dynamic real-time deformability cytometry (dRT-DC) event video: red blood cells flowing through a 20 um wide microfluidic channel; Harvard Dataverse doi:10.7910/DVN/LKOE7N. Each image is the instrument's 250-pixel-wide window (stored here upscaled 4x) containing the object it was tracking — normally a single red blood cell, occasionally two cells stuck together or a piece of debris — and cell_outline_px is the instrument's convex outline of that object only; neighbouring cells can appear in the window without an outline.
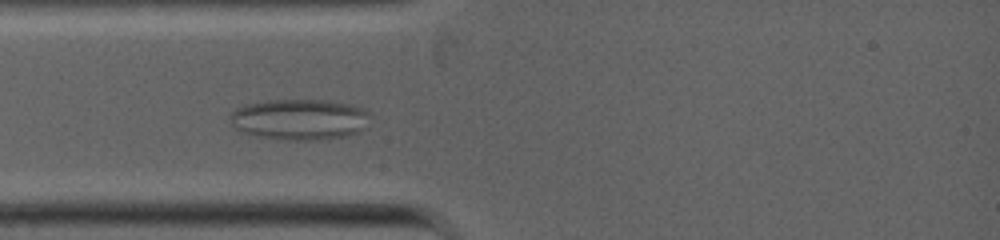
{"species": "common noctule bat (a hibernating species)", "species_latin": "Nyctalus noctula", "temperature_condition": "warm", "stored_images_in_passage": 3, "camera_frame_rate_fps": 5000, "um_per_image_px": 0.085, "animal": {"sex": "female", "body_mass_g": 19.0, "forearm_length_mm": 53.3}, "frame": {"image": 1, "passage_image": 3, "time_ms": 2.4, "image_size_px": [1000, 240], "cell_outline_px": [[372, 116], [368, 128], [348, 136], [328, 140], [296, 140], [256, 136], [240, 132], [232, 124], [232, 112], [236, 108], [244, 104], [268, 100], [328, 100], [352, 104], [364, 108]], "centroid_in_image_um": [25.57, 10.15], "position_along_channel_um": 59.4, "area_um2": 33.99}}